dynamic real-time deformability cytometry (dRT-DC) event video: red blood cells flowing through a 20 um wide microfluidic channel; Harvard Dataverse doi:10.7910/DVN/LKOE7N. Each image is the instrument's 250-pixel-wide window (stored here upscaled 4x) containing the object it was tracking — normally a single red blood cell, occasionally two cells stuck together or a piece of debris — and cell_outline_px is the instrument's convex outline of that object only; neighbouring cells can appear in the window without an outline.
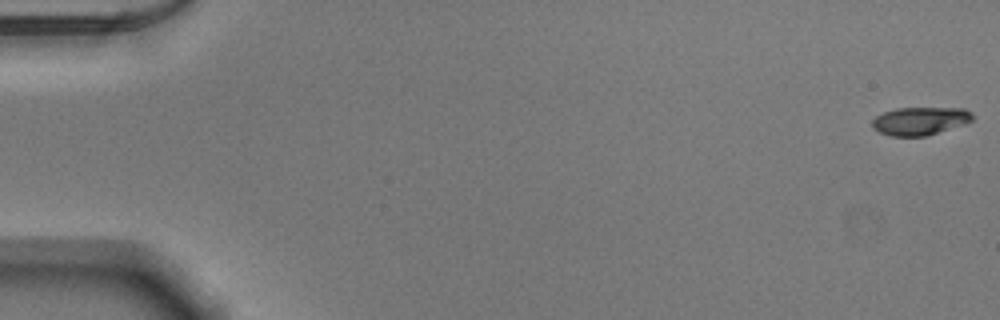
{"species": "Egyptian fruit bat (a non-hibernating species)", "species_latin": "Rousettus aegyptiacus", "temperature_condition": "warm", "stored_images_in_passage": 18, "camera_frame_rate_fps": 3000, "um_per_image_px": 0.085, "animal": {"sex": "male"}, "frame": {"image": 1, "passage_image": 1, "time_ms": 0.0, "image_size_px": [1000, 320], "cell_outline_px": [[972, 120], [964, 124], [928, 136], [892, 136], [880, 132], [872, 128], [872, 120], [876, 116], [884, 112], [896, 108], [964, 108], [972, 112]], "centroid_in_image_um": [78.2, 10.28], "position_along_channel_um": 6.8, "area_um2": 16.42}}
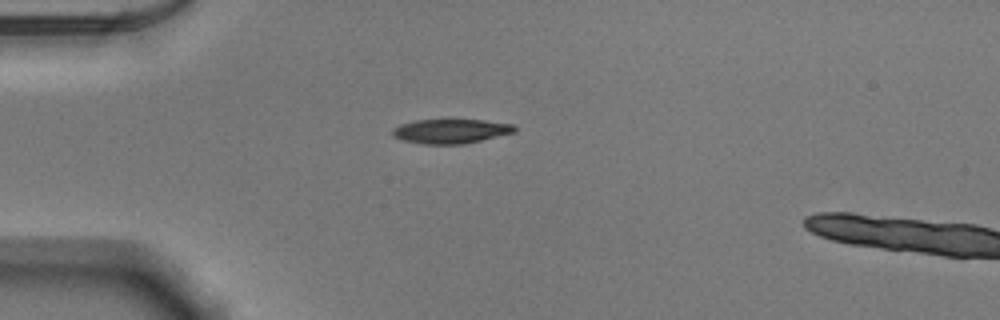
{"frame": {"image": 2, "passage_image": 15, "time_ms": 4.667, "image_size_px": [1000, 320], "cell_outline_px": [[516, 132], [464, 144], [424, 144], [400, 140], [392, 136], [392, 128], [400, 124], [416, 120], [484, 120], [512, 124], [516, 128]], "centroid_in_image_um": [38.28, 11.15], "position_along_channel_um": 46.7, "area_um2": 17.4}}